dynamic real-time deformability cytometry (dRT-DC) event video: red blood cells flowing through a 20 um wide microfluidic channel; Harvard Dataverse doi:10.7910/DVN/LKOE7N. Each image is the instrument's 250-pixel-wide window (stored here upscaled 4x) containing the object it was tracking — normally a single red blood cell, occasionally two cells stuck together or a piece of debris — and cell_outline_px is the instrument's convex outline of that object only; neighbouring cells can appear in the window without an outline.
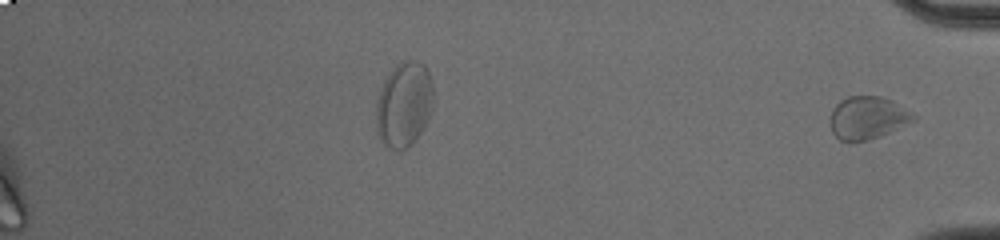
{"species": "common noctule bat (a hibernating species)", "species_latin": "Nyctalus noctula", "temperature_condition": "cold", "stored_images_in_passage": 37, "segment_of_instrument_passage": [2, 2], "camera_frame_rate_fps": 3000, "um_per_image_px": 0.085, "animal": {"sex": "male", "body_mass_g": 20.0, "forearm_length_mm": 53.3}, "frame": {"image": 1, "passage_image": 37, "time_ms": 12.0, "image_size_px": [1000, 240], "cell_outline_px": [[916, 120], [888, 132], [868, 140], [848, 144], [840, 140], [832, 132], [828, 120], [832, 108], [840, 100], [848, 96], [880, 96], [912, 112], [916, 116]], "centroid_in_image_um": [73.66, 10.04], "position_along_channel_um": 361.5, "area_um2": 20.87}}